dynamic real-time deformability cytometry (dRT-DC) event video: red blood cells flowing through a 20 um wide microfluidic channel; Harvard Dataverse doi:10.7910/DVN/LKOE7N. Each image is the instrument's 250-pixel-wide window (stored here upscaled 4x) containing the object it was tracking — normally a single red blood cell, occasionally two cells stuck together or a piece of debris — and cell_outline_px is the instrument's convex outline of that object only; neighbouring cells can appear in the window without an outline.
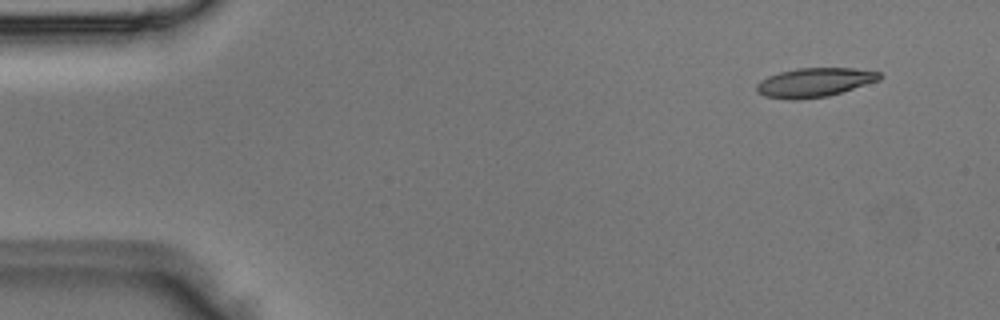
{"species": "Egyptian fruit bat (a non-hibernating species)", "species_latin": "Rousettus aegyptiacus", "temperature_condition": "room temperature", "stored_images_in_passage": 3, "camera_frame_rate_fps": 3000, "um_per_image_px": 0.085, "animal": {"sex": "male"}, "frame": {"image": 1, "passage_image": 1, "time_ms": 0.0, "image_size_px": [1000, 320], "cell_outline_px": [[884, 76], [880, 80], [828, 96], [796, 100], [788, 100], [764, 96], [756, 92], [756, 84], [760, 80], [768, 76], [780, 72], [796, 68], [856, 68], [880, 72]], "centroid_in_image_um": [69.22, 7.01], "position_along_channel_um": 15.8, "area_um2": 21.04}}
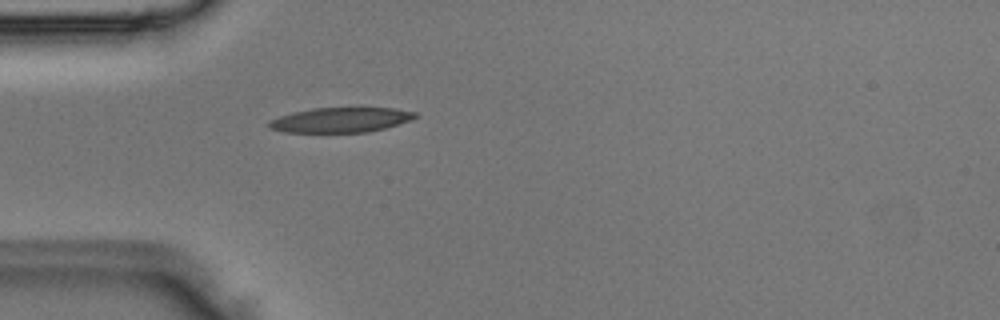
{"frame": {"image": 2, "passage_image": 3, "time_ms": 0.667, "image_size_px": [1000, 320], "cell_outline_px": [[416, 116], [412, 120], [384, 128], [368, 132], [284, 132], [268, 128], [268, 124], [272, 120], [280, 116], [296, 112], [316, 108], [392, 108], [416, 112]], "centroid_in_image_um": [28.98, 10.2], "position_along_channel_um": 56.0, "area_um2": 20.87}}